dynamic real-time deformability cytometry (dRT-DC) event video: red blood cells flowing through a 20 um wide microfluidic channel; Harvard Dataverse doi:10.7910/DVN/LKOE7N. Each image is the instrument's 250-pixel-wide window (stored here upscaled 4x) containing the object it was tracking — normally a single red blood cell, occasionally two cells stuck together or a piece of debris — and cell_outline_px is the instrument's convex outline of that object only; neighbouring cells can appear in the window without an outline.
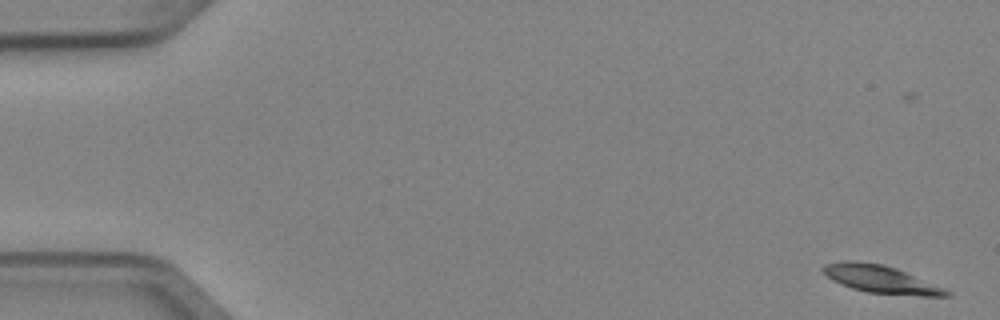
{"species": "Egyptian fruit bat (a non-hibernating species)", "species_latin": "Rousettus aegyptiacus", "temperature_condition": "cold", "stored_images_in_passage": 5, "camera_frame_rate_fps": 3000, "um_per_image_px": 0.085, "animal": {"sex": "female"}, "frame": {"image": 1, "passage_image": 1, "time_ms": 0.0, "image_size_px": [1000, 320], "cell_outline_px": [[952, 296], [920, 296], [868, 292], [852, 288], [832, 280], [820, 268], [824, 264], [844, 260], [856, 260], [884, 264], [896, 268], [944, 288], [952, 292]], "centroid_in_image_um": [74.86, 23.72], "position_along_channel_um": 10.1, "area_um2": 19.88}}